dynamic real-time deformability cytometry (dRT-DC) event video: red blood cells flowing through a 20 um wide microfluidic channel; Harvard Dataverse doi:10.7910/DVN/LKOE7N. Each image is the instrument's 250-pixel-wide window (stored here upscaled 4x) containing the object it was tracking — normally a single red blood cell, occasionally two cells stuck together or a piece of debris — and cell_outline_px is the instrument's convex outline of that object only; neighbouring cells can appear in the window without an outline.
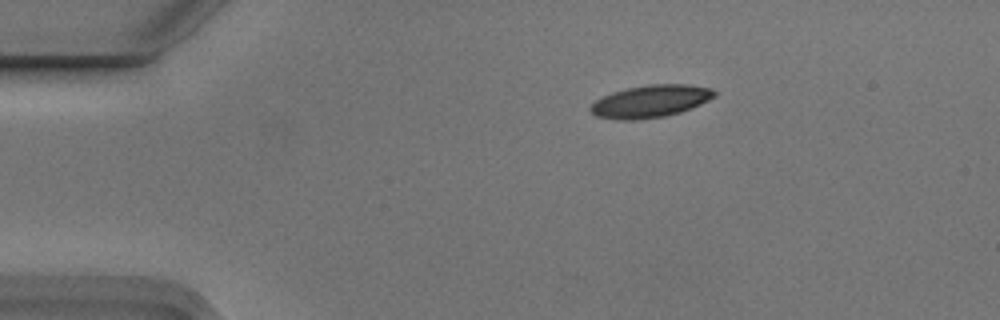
{"species": "Egyptian fruit bat (a non-hibernating species)", "species_latin": "Rousettus aegyptiacus", "temperature_condition": "cold", "stored_images_in_passage": 4, "camera_frame_rate_fps": 3000, "um_per_image_px": 0.085, "animal": {"sex": "male"}, "frame": {"image": 1, "passage_image": 1, "time_ms": 0.0, "image_size_px": [1000, 320], "cell_outline_px": [[716, 96], [700, 104], [680, 112], [664, 116], [636, 120], [624, 120], [596, 116], [588, 108], [596, 100], [612, 92], [628, 88], [648, 84], [688, 84], [712, 88], [716, 92]], "centroid_in_image_um": [55.31, 8.6], "position_along_channel_um": 29.7, "area_um2": 23.24}}
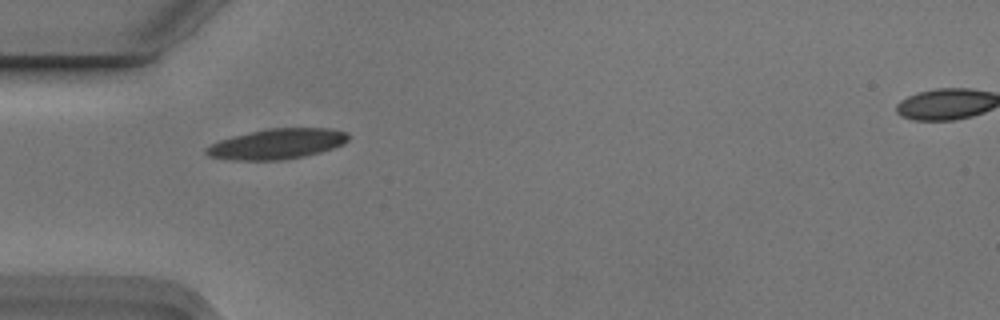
{"frame": {"image": 2, "passage_image": 3, "time_ms": 0.667, "image_size_px": [1000, 320], "cell_outline_px": [[348, 140], [344, 144], [320, 152], [304, 156], [280, 160], [232, 160], [208, 156], [204, 152], [204, 148], [220, 140], [232, 136], [268, 128], [328, 128], [348, 132]], "centroid_in_image_um": [23.54, 12.23], "position_along_channel_um": 61.5, "area_um2": 25.09}}
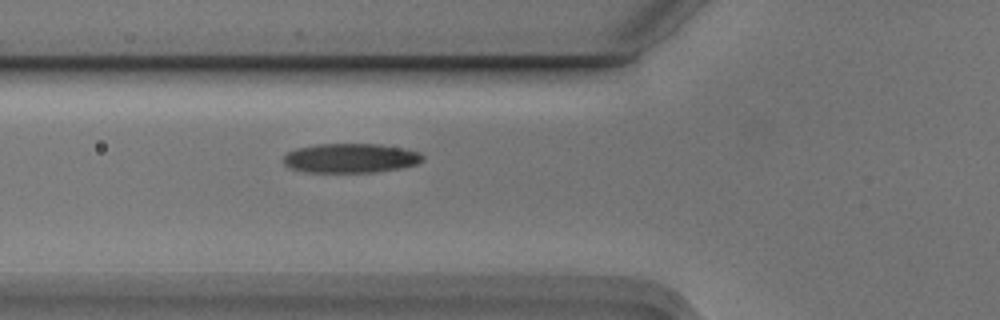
{"frame": {"image": 3, "passage_image": 4, "time_ms": 1.0, "image_size_px": [1000, 320], "cell_outline_px": [[424, 160], [416, 164], [400, 168], [376, 172], [308, 172], [288, 168], [284, 164], [284, 156], [288, 152], [296, 148], [316, 144], [380, 144], [404, 148], [420, 152], [424, 156]], "centroid_in_image_um": [29.81, 13.44], "position_along_channel_um": 96.0, "area_um2": 23.99}}